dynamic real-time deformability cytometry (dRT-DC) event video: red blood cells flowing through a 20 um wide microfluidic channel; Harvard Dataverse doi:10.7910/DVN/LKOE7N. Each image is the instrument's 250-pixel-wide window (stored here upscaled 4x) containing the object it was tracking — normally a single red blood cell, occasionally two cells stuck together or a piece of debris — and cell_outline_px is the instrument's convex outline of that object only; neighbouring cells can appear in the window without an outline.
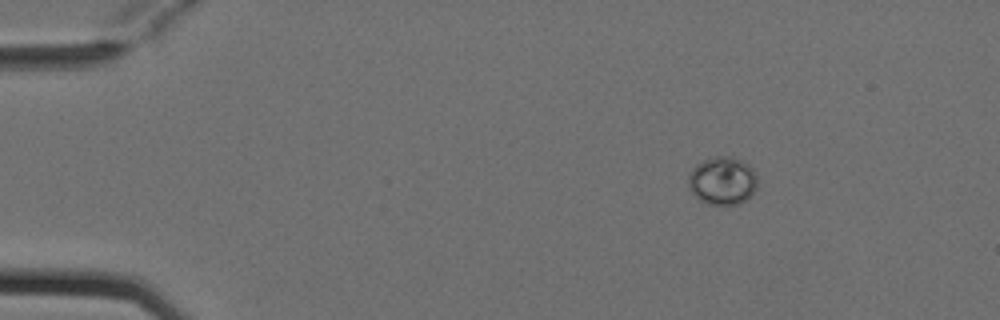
{"species": "Egyptian fruit bat (a non-hibernating species)", "species_latin": "Rousettus aegyptiacus", "temperature_condition": "cold", "stored_images_in_passage": 4, "camera_frame_rate_fps": 3000, "um_per_image_px": 0.085, "animal": {"sex": "female"}, "frame": {"image": 1, "passage_image": 1, "time_ms": 0.0, "image_size_px": [1000, 320], "cell_outline_px": [[756, 188], [752, 196], [736, 204], [708, 204], [700, 200], [688, 188], [688, 172], [696, 164], [704, 160], [716, 156], [732, 156], [748, 164], [752, 168], [756, 176]], "centroid_in_image_um": [61.39, 15.35], "position_along_channel_um": 23.6, "area_um2": 19.36}}
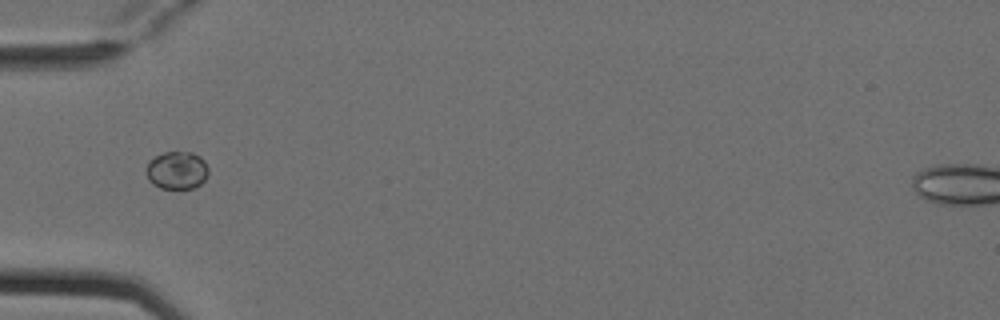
{"frame": {"image": 2, "passage_image": 3, "time_ms": 0.667, "image_size_px": [1000, 320], "cell_outline_px": [[208, 176], [200, 184], [192, 188], [160, 188], [152, 184], [148, 180], [148, 160], [164, 152], [192, 152], [200, 156], [204, 160], [208, 168]], "centroid_in_image_um": [15.06, 14.47], "position_along_channel_um": 69.9, "area_um2": 13.64}}
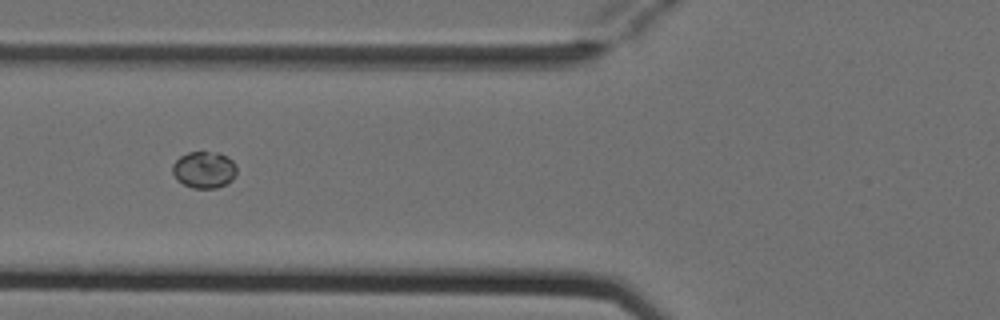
{"frame": {"image": 3, "passage_image": 4, "time_ms": 1.0, "image_size_px": [1000, 320], "cell_outline_px": [[236, 172], [232, 180], [216, 188], [192, 188], [176, 180], [172, 172], [172, 164], [180, 156], [188, 152], [220, 152], [228, 156], [236, 164]], "centroid_in_image_um": [17.34, 14.41], "position_along_channel_um": 108.5, "area_um2": 13.87}}